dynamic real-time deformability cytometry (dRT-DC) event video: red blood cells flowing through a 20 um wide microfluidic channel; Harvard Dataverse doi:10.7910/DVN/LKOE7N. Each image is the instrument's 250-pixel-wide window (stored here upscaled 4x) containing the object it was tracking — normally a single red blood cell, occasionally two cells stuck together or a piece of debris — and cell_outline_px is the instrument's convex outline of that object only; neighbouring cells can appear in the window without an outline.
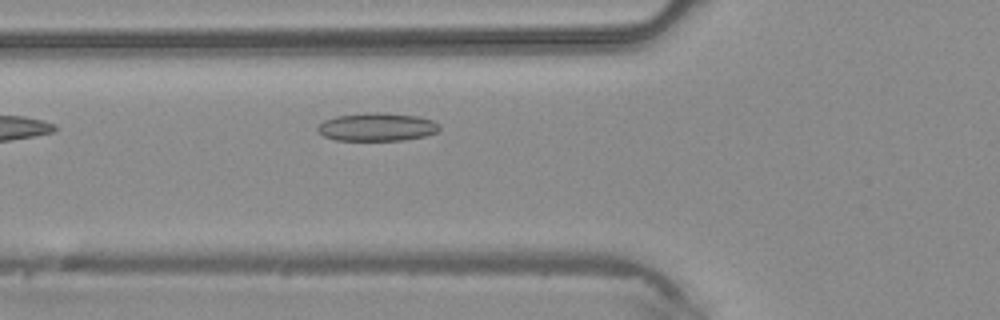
{"species": "common noctule bat (a hibernating species)", "species_latin": "Nyctalus noctula", "temperature_condition": "warm", "stored_images_in_passage": 3, "camera_frame_rate_fps": 3000, "um_per_image_px": 0.085, "animal": {"sex": "male", "body_mass_g": 20.4}, "frame": {"image": 1, "passage_image": 3, "time_ms": 0.667, "image_size_px": [1000, 320], "cell_outline_px": [[440, 128], [436, 132], [424, 136], [404, 140], [336, 140], [324, 136], [316, 128], [324, 120], [336, 116], [364, 112], [388, 112], [420, 116], [432, 120], [440, 124]], "centroid_in_image_um": [32.07, 10.77], "position_along_channel_um": 93.7, "area_um2": 20.17}}